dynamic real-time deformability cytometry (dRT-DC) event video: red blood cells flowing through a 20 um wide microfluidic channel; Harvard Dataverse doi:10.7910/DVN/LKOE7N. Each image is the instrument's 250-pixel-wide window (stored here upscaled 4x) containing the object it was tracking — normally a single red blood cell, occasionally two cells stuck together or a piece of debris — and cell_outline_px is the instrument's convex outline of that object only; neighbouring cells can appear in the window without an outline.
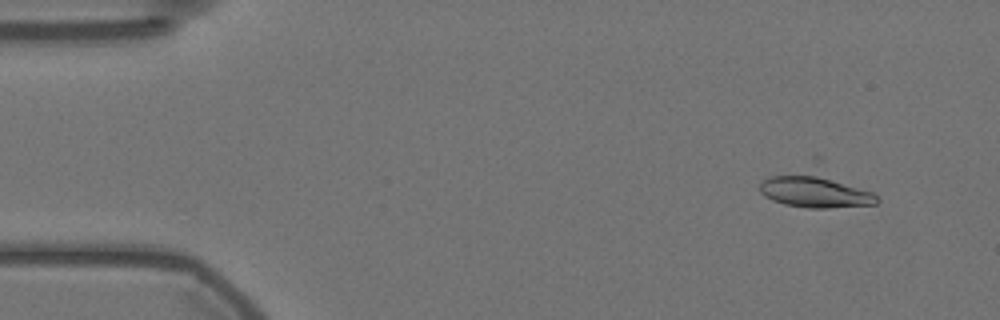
{"species": "Egyptian fruit bat (a non-hibernating species)", "species_latin": "Rousettus aegyptiacus", "temperature_condition": "warm", "stored_images_in_passage": 39, "camera_frame_rate_fps": 3000, "um_per_image_px": 0.085, "animal": {"sex": "female"}, "frame": {"image": 1, "passage_image": 1, "time_ms": 0.0, "image_size_px": [1000, 320], "cell_outline_px": [[880, 200], [876, 204], [828, 208], [808, 208], [784, 204], [772, 200], [764, 196], [760, 192], [760, 180], [768, 176], [808, 172], [876, 192], [880, 196]], "centroid_in_image_um": [69.27, 16.29], "position_along_channel_um": 15.7, "area_um2": 22.02}}
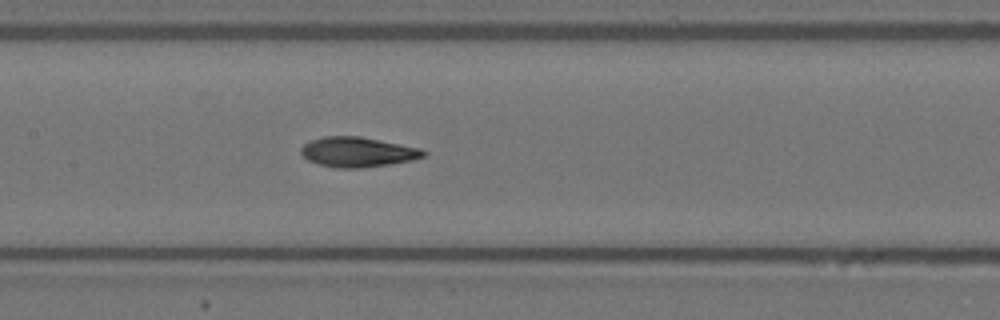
{"frame": {"image": 2, "passage_image": 23, "time_ms": 7.333, "image_size_px": [1000, 320], "cell_outline_px": [[428, 152], [424, 156], [412, 160], [388, 164], [360, 168], [336, 168], [316, 164], [308, 160], [300, 152], [300, 148], [304, 144], [312, 140], [324, 136], [360, 136], [420, 148]], "centroid_in_image_um": [30.38, 12.92], "position_along_channel_um": 177.0, "area_um2": 21.33}}
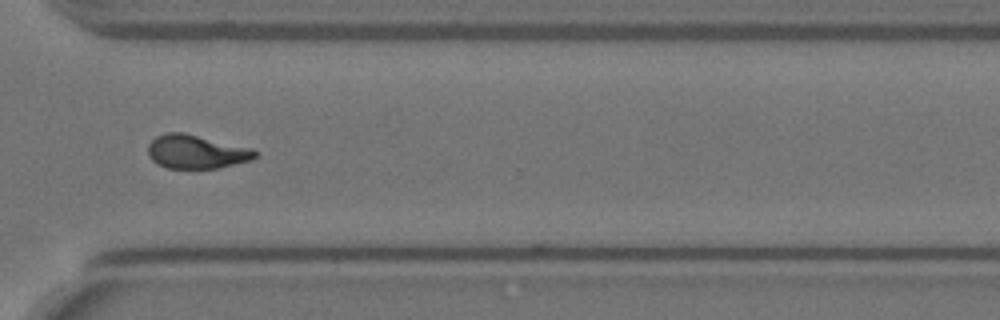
{"frame": {"image": 3, "passage_image": 38, "time_ms": 12.333, "image_size_px": [1000, 320], "cell_outline_px": [[256, 156], [252, 160], [216, 168], [168, 168], [152, 160], [148, 156], [148, 144], [156, 136], [164, 132], [184, 132], [252, 148], [256, 152]], "centroid_in_image_um": [16.66, 12.88], "position_along_channel_um": 353.9, "area_um2": 20.98}}